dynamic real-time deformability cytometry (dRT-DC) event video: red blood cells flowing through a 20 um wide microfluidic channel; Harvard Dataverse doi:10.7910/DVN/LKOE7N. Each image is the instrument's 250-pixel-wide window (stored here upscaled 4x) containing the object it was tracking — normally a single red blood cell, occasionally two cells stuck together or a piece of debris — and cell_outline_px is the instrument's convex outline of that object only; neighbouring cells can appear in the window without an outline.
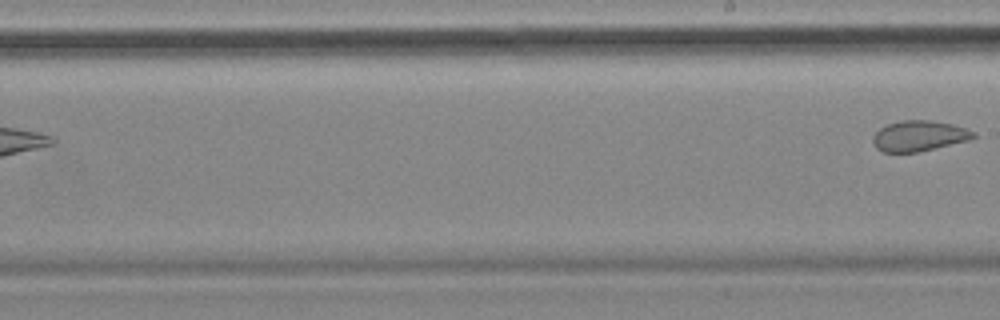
{"species": "common noctule bat (a hibernating species)", "species_latin": "Nyctalus noctula", "temperature_condition": "cold", "stored_images_in_passage": 8, "segment_of_instrument_passage": [2, 2], "camera_frame_rate_fps": 3000, "um_per_image_px": 0.085, "animal": {"sex": "female", "body_mass_g": 18.4}, "frame": {"image": 1, "passage_image": 8, "time_ms": 9.333, "image_size_px": [1000, 320], "cell_outline_px": [[976, 136], [968, 140], [920, 152], [884, 152], [876, 148], [872, 140], [872, 136], [880, 128], [888, 124], [900, 120], [928, 120], [952, 124], [976, 132]], "centroid_in_image_um": [78.1, 11.55], "position_along_channel_um": 210.9, "area_um2": 17.86}}